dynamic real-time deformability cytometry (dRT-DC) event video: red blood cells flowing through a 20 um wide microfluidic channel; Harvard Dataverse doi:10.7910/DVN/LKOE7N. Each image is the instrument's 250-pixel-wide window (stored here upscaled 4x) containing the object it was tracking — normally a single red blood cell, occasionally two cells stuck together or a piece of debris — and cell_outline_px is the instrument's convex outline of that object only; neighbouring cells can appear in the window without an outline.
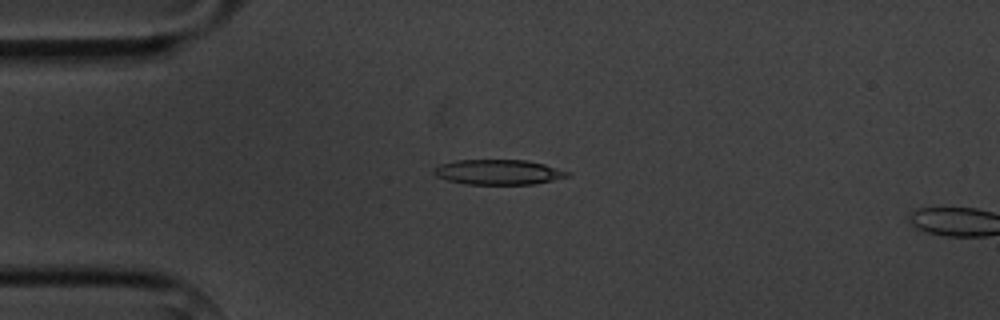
{"species": "common noctule bat (a hibernating species)", "species_latin": "Nyctalus noctula", "temperature_condition": "cold", "stored_images_in_passage": 2, "camera_frame_rate_fps": 3000, "um_per_image_px": 0.085, "animal": {"sex": "male", "body_mass_g": 20.1, "forearm_length_mm": 53.5}, "frame": {"image": 1, "passage_image": 1, "time_ms": 0.0, "image_size_px": [1000, 320], "cell_outline_px": [[572, 176], [532, 184], [468, 184], [448, 180], [436, 176], [432, 172], [432, 168], [440, 164], [456, 160], [528, 160], [544, 164], [568, 172]], "centroid_in_image_um": [42.33, 14.62], "position_along_channel_um": 42.7, "area_um2": 19.42}}